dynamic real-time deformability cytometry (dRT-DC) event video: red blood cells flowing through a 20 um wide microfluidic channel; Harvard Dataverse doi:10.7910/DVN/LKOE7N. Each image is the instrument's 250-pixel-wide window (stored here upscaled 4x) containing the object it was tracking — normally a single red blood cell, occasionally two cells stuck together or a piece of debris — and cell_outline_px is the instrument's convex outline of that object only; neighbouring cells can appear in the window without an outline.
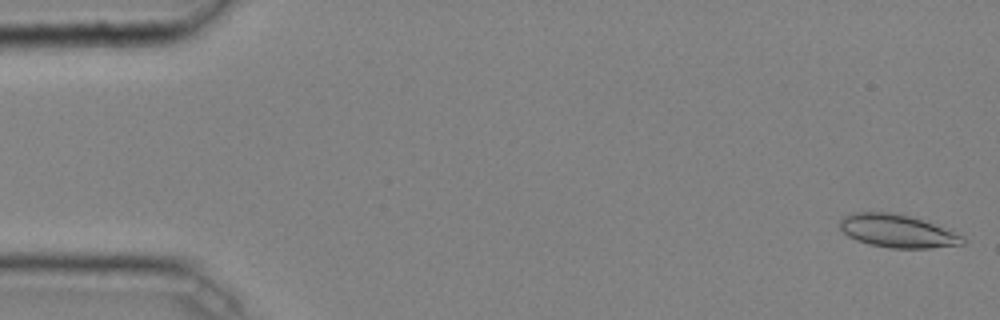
{"species": "common noctule bat (a hibernating species)", "species_latin": "Nyctalus noctula", "temperature_condition": "cold", "stored_images_in_passage": 7, "camera_frame_rate_fps": 3000, "um_per_image_px": 0.085, "animal": {"sex": "male", "body_mass_g": 20.4}, "frame": {"image": 1, "passage_image": 1, "time_ms": 0.0, "image_size_px": [1000, 320], "cell_outline_px": [[964, 244], [928, 248], [892, 248], [868, 244], [856, 240], [848, 236], [840, 228], [840, 220], [844, 216], [852, 212], [888, 212], [908, 216], [932, 224], [964, 236]], "centroid_in_image_um": [76.22, 19.64], "position_along_channel_um": 8.8, "area_um2": 23.24}}